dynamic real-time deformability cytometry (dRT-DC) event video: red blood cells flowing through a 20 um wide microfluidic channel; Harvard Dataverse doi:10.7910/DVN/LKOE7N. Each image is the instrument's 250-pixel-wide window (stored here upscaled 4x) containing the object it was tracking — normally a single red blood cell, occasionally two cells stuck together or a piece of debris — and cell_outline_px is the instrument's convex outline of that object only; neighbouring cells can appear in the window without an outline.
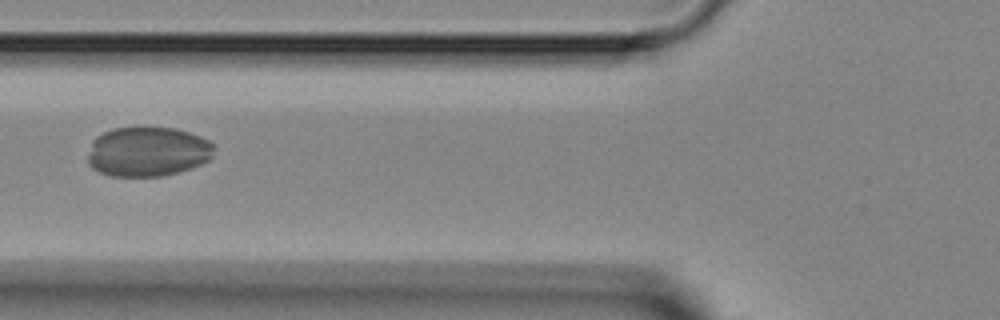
{"species": "Egyptian fruit bat (a non-hibernating species)", "species_latin": "Rousettus aegyptiacus", "temperature_condition": "room temperature", "stored_images_in_passage": 5, "camera_frame_rate_fps": 3000, "um_per_image_px": 0.085, "animal": {"sex": "female"}, "frame": {"image": 1, "passage_image": 5, "time_ms": 4.667, "image_size_px": [1000, 320], "cell_outline_px": [[212, 160], [192, 168], [180, 172], [160, 176], [112, 176], [100, 172], [92, 168], [88, 164], [88, 156], [92, 140], [96, 136], [112, 128], [144, 124], [176, 128], [200, 136], [208, 140], [212, 144]], "centroid_in_image_um": [12.55, 12.85], "position_along_channel_um": 113.3, "area_um2": 37.57}}